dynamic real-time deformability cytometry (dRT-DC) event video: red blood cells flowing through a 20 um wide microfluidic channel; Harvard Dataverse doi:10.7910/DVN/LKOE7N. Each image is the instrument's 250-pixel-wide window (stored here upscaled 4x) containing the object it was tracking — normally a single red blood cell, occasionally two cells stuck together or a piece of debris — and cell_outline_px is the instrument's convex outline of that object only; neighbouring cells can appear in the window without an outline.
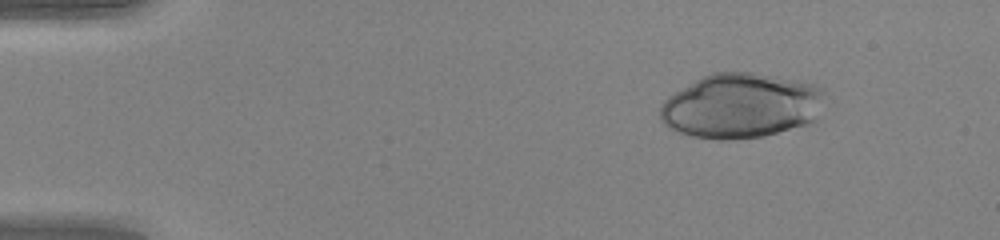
{"species": "human", "species_latin": "Homo sapiens", "temperature_condition": "warm", "stored_images_in_passage": 48, "camera_frame_rate_fps": 3000, "um_per_image_px": 0.085, "donor": {"sex": "female"}, "frame": {"image": 1, "passage_image": 6, "time_ms": 1.667, "image_size_px": [1000, 240], "cell_outline_px": [[824, 92], [816, 120], [808, 124], [764, 136], [732, 140], [716, 140], [692, 136], [676, 132], [668, 128], [660, 120], [660, 104], [668, 96], [696, 80], [712, 72], [756, 72], [816, 84], [824, 88]], "centroid_in_image_um": [62.97, 9.0], "position_along_channel_um": 22.0, "area_um2": 62.66}}
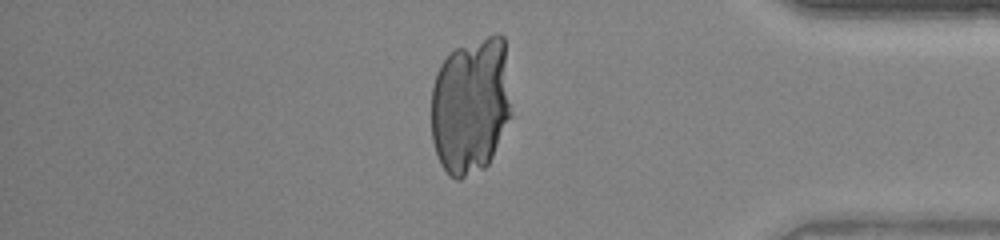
{"frame": {"image": 2, "passage_image": 41, "time_ms": 13.333, "image_size_px": [1000, 240], "cell_outline_px": [[512, 116], [488, 164], [484, 168], [460, 180], [456, 180], [448, 176], [440, 164], [432, 140], [432, 88], [436, 72], [440, 64], [456, 48], [496, 32], [500, 32], [504, 36], [512, 112]], "centroid_in_image_um": [40.03, 8.98], "position_along_channel_um": 395.2, "area_um2": 64.85}}